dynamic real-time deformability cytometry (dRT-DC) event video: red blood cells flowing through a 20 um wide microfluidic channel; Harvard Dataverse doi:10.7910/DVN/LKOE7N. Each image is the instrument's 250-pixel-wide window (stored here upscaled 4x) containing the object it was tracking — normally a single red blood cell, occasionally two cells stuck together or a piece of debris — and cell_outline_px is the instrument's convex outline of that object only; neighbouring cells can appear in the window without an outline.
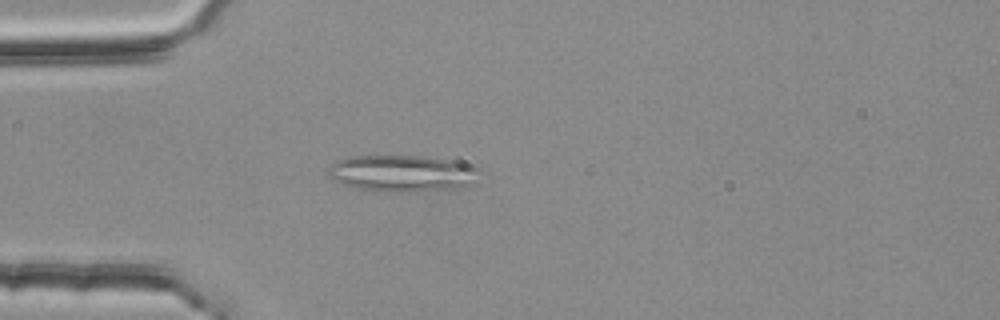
{"species": "common noctule bat (a hibernating species)", "species_latin": "Nyctalus noctula", "temperature_condition": "room temperature", "stored_images_in_passage": 55, "segment_of_instrument_passage": [1, 2], "camera_frame_rate_fps": 3000, "um_per_image_px": 0.085, "animal": {"sex": "female", "body_mass_g": 25.1}, "frame": {"image": 1, "passage_image": 16, "time_ms": 5.0, "image_size_px": [1000, 320], "cell_outline_px": [[484, 172], [468, 184], [452, 188], [416, 192], [376, 192], [356, 188], [344, 184], [328, 176], [328, 168], [336, 160], [352, 156], [420, 156], [456, 160], [480, 168]], "centroid_in_image_um": [34.2, 14.73], "position_along_channel_um": 50.8, "area_um2": 32.54}}